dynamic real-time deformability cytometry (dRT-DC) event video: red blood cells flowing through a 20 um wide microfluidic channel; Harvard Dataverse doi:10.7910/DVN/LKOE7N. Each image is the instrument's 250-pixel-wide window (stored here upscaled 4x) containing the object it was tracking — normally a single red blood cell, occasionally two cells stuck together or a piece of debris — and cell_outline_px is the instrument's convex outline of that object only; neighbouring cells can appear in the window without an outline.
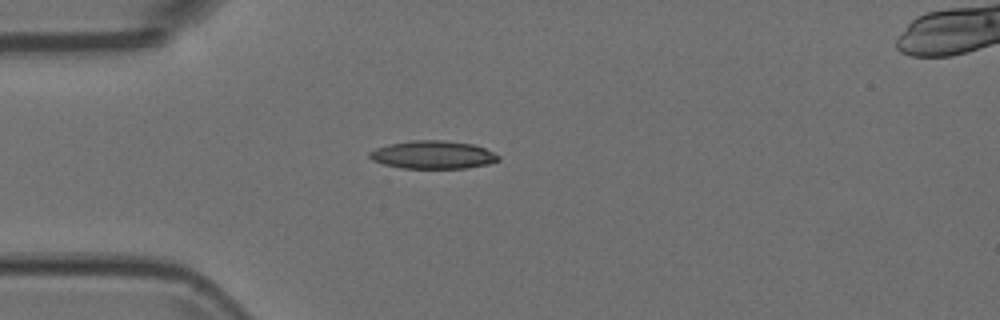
{"species": "Egyptian fruit bat (a non-hibernating species)", "species_latin": "Rousettus aegyptiacus", "temperature_condition": "room temperature", "stored_images_in_passage": 6, "camera_frame_rate_fps": 3000, "um_per_image_px": 0.085, "animal": {"sex": "female"}, "frame": {"image": 1, "passage_image": 5, "time_ms": 1.333, "image_size_px": [1000, 320], "cell_outline_px": [[500, 160], [488, 164], [464, 168], [400, 168], [384, 164], [372, 160], [368, 156], [368, 152], [376, 148], [388, 144], [412, 140], [444, 140], [472, 144], [484, 148], [500, 156]], "centroid_in_image_um": [36.77, 13.15], "position_along_channel_um": 48.2, "area_um2": 21.04}}